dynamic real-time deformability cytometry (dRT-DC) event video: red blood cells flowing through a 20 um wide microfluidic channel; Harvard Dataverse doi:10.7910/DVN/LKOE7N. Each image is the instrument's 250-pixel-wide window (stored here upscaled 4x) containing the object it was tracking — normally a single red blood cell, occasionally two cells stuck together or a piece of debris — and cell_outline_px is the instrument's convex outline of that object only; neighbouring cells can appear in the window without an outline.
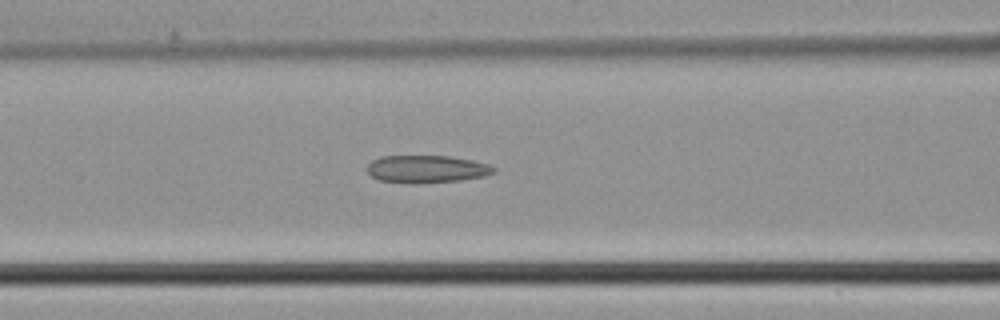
{"species": "common noctule bat (a hibernating species)", "species_latin": "Nyctalus noctula", "temperature_condition": "cold", "stored_images_in_passage": 35, "camera_frame_rate_fps": 3000, "um_per_image_px": 0.085, "animal": {"sex": "male", "body_mass_g": 21.5, "forearm_length_mm": 52.0}, "frame": {"image": 1, "passage_image": 17, "time_ms": 5.333, "image_size_px": [1000, 320], "cell_outline_px": [[496, 172], [484, 176], [460, 180], [380, 180], [372, 176], [368, 172], [368, 164], [372, 160], [380, 156], [448, 156], [472, 160], [488, 164], [496, 168]], "centroid_in_image_um": [36.32, 14.3], "position_along_channel_um": 130.3, "area_um2": 19.13}}
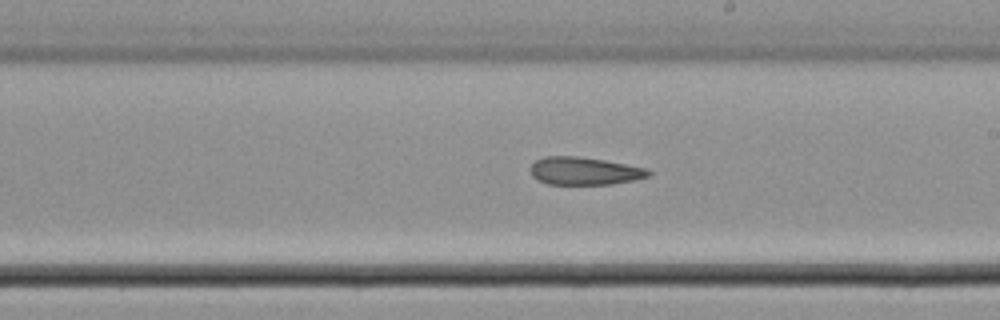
{"frame": {"image": 2, "passage_image": 24, "time_ms": 7.667, "image_size_px": [1000, 320], "cell_outline_px": [[652, 172], [648, 176], [636, 180], [612, 184], [548, 184], [532, 176], [532, 164], [536, 160], [544, 156], [576, 156], [604, 160], [648, 168]], "centroid_in_image_um": [49.72, 14.53], "position_along_channel_um": 239.3, "area_um2": 19.02}}
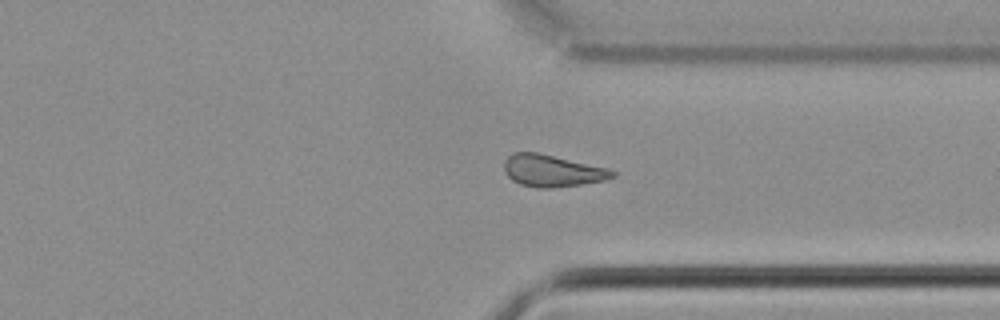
{"frame": {"image": 3, "passage_image": 32, "time_ms": 10.333, "image_size_px": [1000, 320], "cell_outline_px": [[616, 176], [608, 180], [552, 188], [536, 188], [520, 184], [512, 180], [504, 172], [504, 160], [512, 152], [536, 152], [608, 168], [616, 172]], "centroid_in_image_um": [46.93, 14.52], "position_along_channel_um": 364.5, "area_um2": 20.23}}